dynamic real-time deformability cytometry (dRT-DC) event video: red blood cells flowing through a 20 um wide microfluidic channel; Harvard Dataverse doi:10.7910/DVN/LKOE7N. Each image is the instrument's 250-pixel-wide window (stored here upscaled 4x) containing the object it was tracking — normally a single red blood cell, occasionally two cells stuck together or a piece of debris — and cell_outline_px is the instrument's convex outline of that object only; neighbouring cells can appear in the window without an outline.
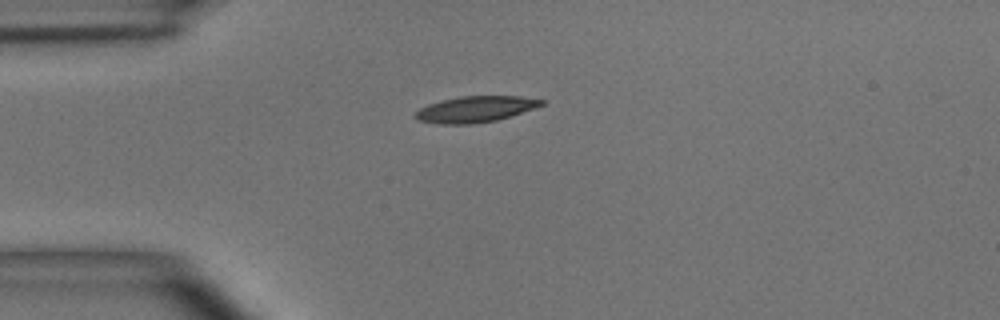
{"species": "common noctule bat (a hibernating species)", "species_latin": "Nyctalus noctula", "temperature_condition": "room temperature", "stored_images_in_passage": 2, "camera_frame_rate_fps": 3000, "um_per_image_px": 0.085, "animal": {"sex": "male", "body_mass_g": 15.6}, "frame": {"image": 1, "passage_image": 1, "time_ms": 0.0, "image_size_px": [1000, 320], "cell_outline_px": [[544, 104], [496, 120], [472, 124], [436, 124], [416, 120], [412, 116], [420, 108], [428, 104], [460, 96], [520, 96], [544, 100]], "centroid_in_image_um": [40.32, 9.29], "position_along_channel_um": 44.7, "area_um2": 18.96}}
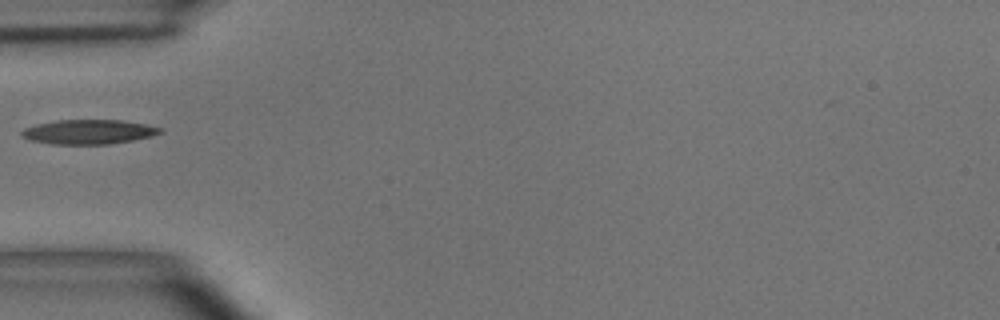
{"frame": {"image": 2, "passage_image": 2, "time_ms": 1.333, "image_size_px": [1000, 320], "cell_outline_px": [[164, 132], [152, 136], [132, 140], [108, 144], [52, 144], [32, 140], [20, 136], [20, 132], [24, 128], [36, 124], [56, 120], [120, 120], [144, 124], [164, 128]], "centroid_in_image_um": [7.54, 11.2], "position_along_channel_um": 77.5, "area_um2": 19.77}}